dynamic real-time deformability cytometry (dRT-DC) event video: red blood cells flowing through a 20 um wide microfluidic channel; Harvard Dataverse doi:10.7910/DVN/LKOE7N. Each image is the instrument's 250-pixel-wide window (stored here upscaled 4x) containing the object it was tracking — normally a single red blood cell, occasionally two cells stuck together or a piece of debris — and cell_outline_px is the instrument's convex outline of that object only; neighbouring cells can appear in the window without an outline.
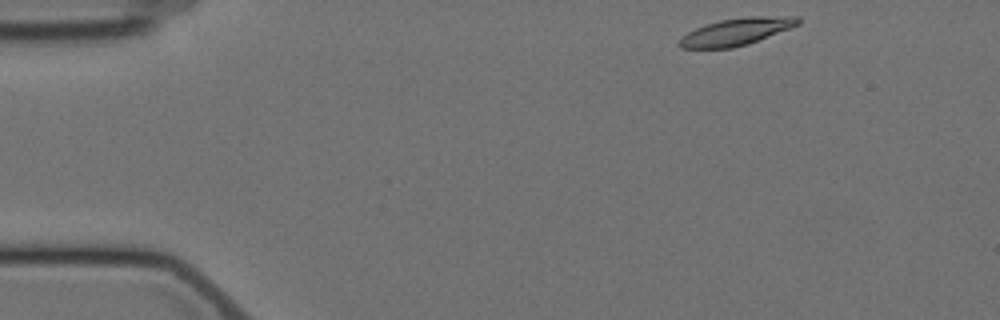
{"species": "Egyptian fruit bat (a non-hibernating species)", "species_latin": "Rousettus aegyptiacus", "temperature_condition": "cold", "stored_images_in_passage": 20, "camera_frame_rate_fps": 3000, "um_per_image_px": 0.085, "animal": {"sex": "female"}, "frame": {"image": 1, "passage_image": 1, "time_ms": 0.0, "image_size_px": [1000, 320], "cell_outline_px": [[800, 24], [748, 44], [732, 48], [680, 48], [676, 44], [688, 32], [696, 28], [720, 20], [748, 16], [800, 16]], "centroid_in_image_um": [62.61, 2.69], "position_along_channel_um": 22.4, "area_um2": 18.61}}
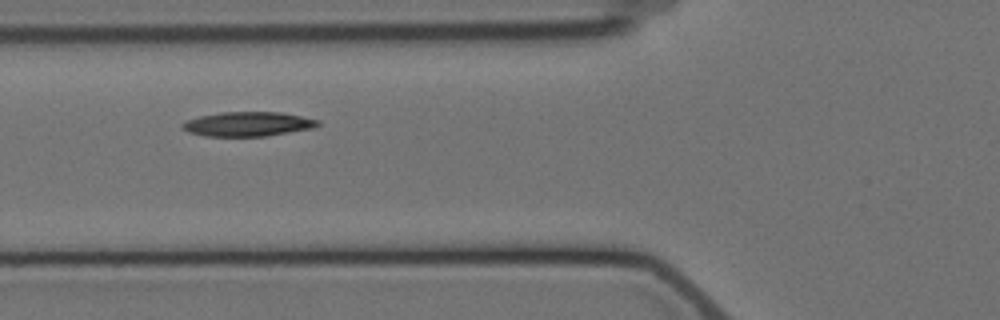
{"frame": {"image": 2, "passage_image": 15, "time_ms": 4.667, "image_size_px": [1000, 320], "cell_outline_px": [[320, 124], [312, 128], [264, 136], [204, 136], [188, 132], [180, 128], [180, 124], [188, 120], [200, 116], [220, 112], [280, 112], [320, 120]], "centroid_in_image_um": [21.02, 10.54], "position_along_channel_um": 104.8, "area_um2": 19.19}}
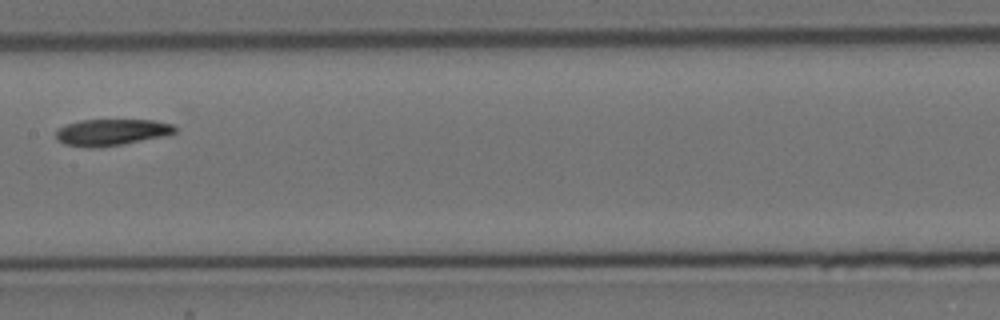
{"frame": {"image": 3, "passage_image": 20, "time_ms": 1674.0, "image_size_px": [1000, 320], "cell_outline_px": [[176, 132], [168, 136], [96, 148], [88, 148], [64, 144], [56, 140], [56, 132], [64, 124], [80, 120], [156, 120], [172, 124], [176, 128]], "centroid_in_image_um": [9.48, 11.24], "position_along_channel_um": 197.9, "area_um2": 18.55}}